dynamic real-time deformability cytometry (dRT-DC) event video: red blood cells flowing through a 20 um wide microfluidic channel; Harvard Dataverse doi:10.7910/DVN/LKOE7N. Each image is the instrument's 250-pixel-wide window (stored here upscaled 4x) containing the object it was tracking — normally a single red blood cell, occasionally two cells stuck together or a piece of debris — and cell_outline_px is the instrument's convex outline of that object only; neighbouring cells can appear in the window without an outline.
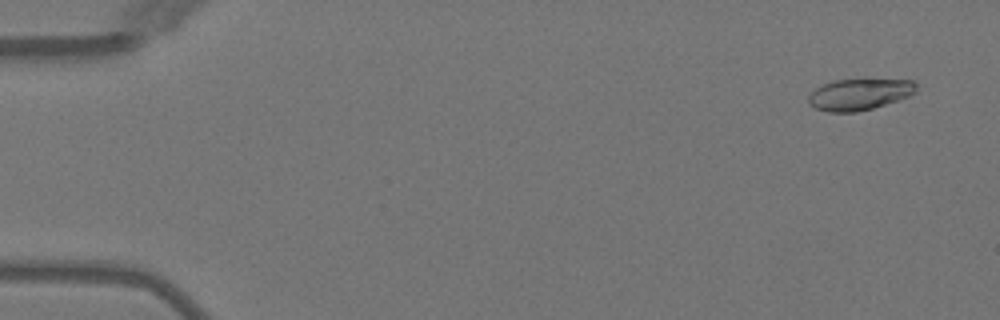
{"species": "Egyptian fruit bat (a non-hibernating species)", "species_latin": "Rousettus aegyptiacus", "temperature_condition": "warm", "stored_images_in_passage": 5, "camera_frame_rate_fps": 3000, "um_per_image_px": 0.085, "animal": {"sex": "female"}, "frame": {"image": 1, "passage_image": 1, "time_ms": 0.0, "image_size_px": [1000, 320], "cell_outline_px": [[916, 92], [912, 96], [872, 108], [856, 112], [828, 112], [816, 108], [808, 104], [808, 96], [820, 84], [832, 80], [916, 80]], "centroid_in_image_um": [73.04, 8.02], "position_along_channel_um": 12.0, "area_um2": 19.77}}